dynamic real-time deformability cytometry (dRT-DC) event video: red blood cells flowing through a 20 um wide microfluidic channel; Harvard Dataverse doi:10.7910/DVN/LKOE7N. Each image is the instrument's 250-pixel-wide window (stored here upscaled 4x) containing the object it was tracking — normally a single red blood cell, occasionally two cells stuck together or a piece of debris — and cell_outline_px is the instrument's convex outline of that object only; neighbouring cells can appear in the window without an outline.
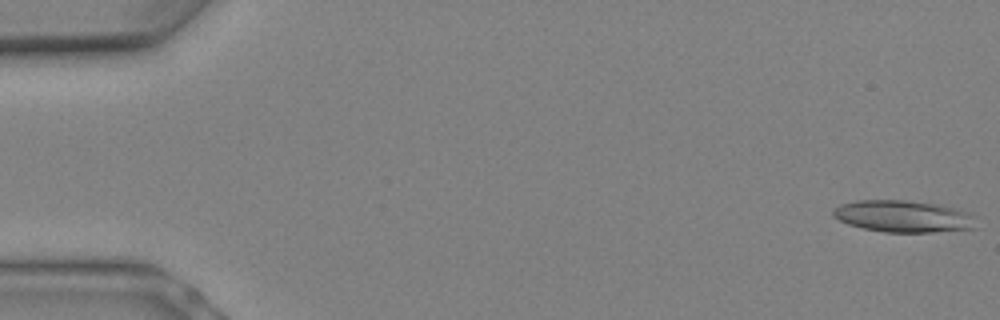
{"species": "Egyptian fruit bat (a non-hibernating species)", "species_latin": "Rousettus aegyptiacus", "temperature_condition": "warm", "stored_images_in_passage": 8, "camera_frame_rate_fps": 3000, "um_per_image_px": 0.085, "animal": {"sex": "female"}, "frame": {"image": 1, "passage_image": 1, "time_ms": 0.0, "image_size_px": [1000, 320], "cell_outline_px": [[976, 228], [932, 232], [884, 232], [864, 228], [848, 224], [832, 216], [832, 208], [840, 204], [856, 200], [904, 200], [936, 204], [968, 212], [976, 216]], "centroid_in_image_um": [76.76, 18.38], "position_along_channel_um": 8.2, "area_um2": 26.59}}
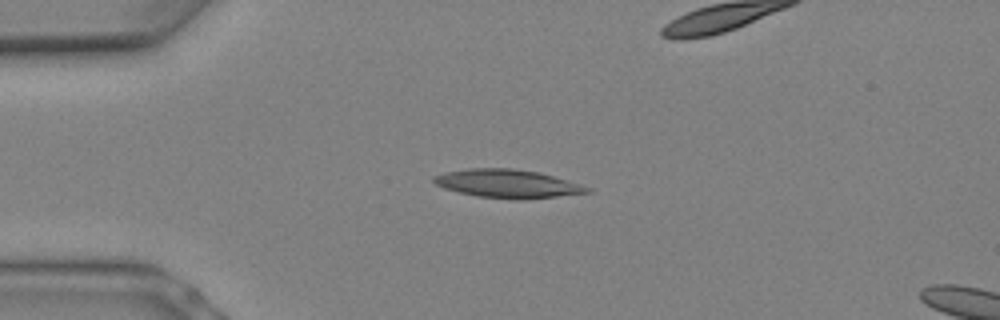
{"frame": {"image": 2, "passage_image": 6, "time_ms": 1.667, "image_size_px": [1000, 320], "cell_outline_px": [[592, 192], [520, 200], [516, 200], [476, 196], [444, 188], [436, 184], [432, 180], [432, 176], [444, 172], [468, 168], [512, 168], [540, 172], [580, 184], [592, 188]], "centroid_in_image_um": [43.13, 15.61], "position_along_channel_um": 41.9, "area_um2": 25.43}}